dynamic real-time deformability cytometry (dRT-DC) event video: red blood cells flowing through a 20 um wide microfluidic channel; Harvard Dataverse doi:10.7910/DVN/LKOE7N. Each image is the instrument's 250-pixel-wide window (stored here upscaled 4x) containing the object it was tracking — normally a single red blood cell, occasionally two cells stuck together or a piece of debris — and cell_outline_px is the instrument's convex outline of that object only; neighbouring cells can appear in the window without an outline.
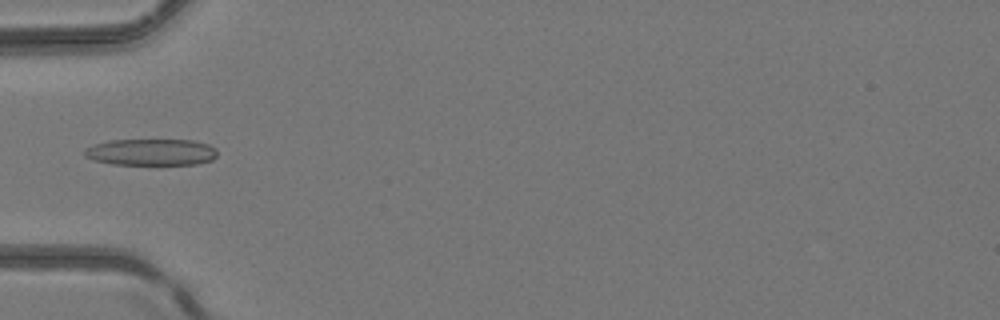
{"species": "common noctule bat (a hibernating species)", "species_latin": "Nyctalus noctula", "temperature_condition": "room temperature", "stored_images_in_passage": 6, "camera_frame_rate_fps": 3000, "um_per_image_px": 0.085, "animal": {"sex": "female", "body_mass_g": 24.6, "forearm_length_mm": 56.2}, "frame": {"image": 1, "passage_image": 6, "time_ms": 5.667, "image_size_px": [1000, 320], "cell_outline_px": [[216, 156], [212, 160], [196, 164], [156, 168], [112, 164], [92, 160], [84, 156], [84, 148], [92, 144], [108, 140], [192, 140], [208, 144], [216, 148]], "centroid_in_image_um": [12.82, 12.99], "position_along_channel_um": 72.2, "area_um2": 21.91}}